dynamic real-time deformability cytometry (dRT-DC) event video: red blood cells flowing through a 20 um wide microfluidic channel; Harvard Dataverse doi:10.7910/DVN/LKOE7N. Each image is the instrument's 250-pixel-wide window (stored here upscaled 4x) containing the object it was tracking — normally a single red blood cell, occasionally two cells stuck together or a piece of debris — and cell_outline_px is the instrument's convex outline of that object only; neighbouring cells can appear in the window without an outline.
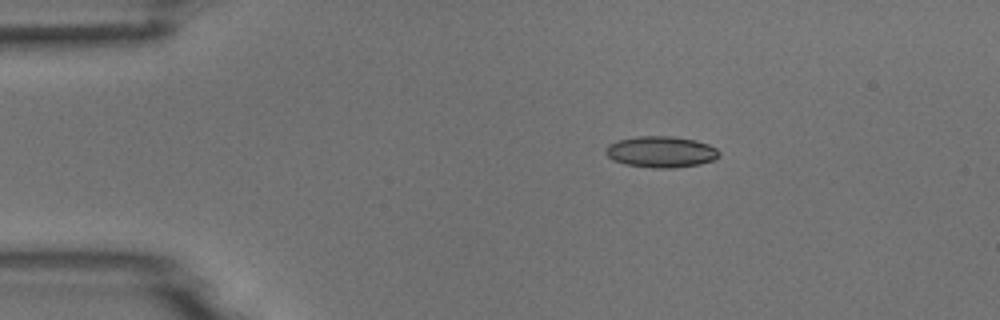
{"species": "common noctule bat (a hibernating species)", "species_latin": "Nyctalus noctula", "temperature_condition": "room temperature", "stored_images_in_passage": 4, "camera_frame_rate_fps": 3000, "um_per_image_px": 0.085, "animal": {"sex": "male", "body_mass_g": 18.8}, "frame": {"image": 1, "passage_image": 3, "time_ms": 3.0, "image_size_px": [1000, 320], "cell_outline_px": [[720, 156], [712, 160], [700, 164], [672, 168], [652, 168], [624, 164], [612, 160], [604, 152], [604, 148], [608, 144], [616, 140], [636, 136], [672, 136], [696, 140], [708, 144], [716, 148], [720, 152]], "centroid_in_image_um": [56.15, 12.9], "position_along_channel_um": 28.9, "area_um2": 20.92}}